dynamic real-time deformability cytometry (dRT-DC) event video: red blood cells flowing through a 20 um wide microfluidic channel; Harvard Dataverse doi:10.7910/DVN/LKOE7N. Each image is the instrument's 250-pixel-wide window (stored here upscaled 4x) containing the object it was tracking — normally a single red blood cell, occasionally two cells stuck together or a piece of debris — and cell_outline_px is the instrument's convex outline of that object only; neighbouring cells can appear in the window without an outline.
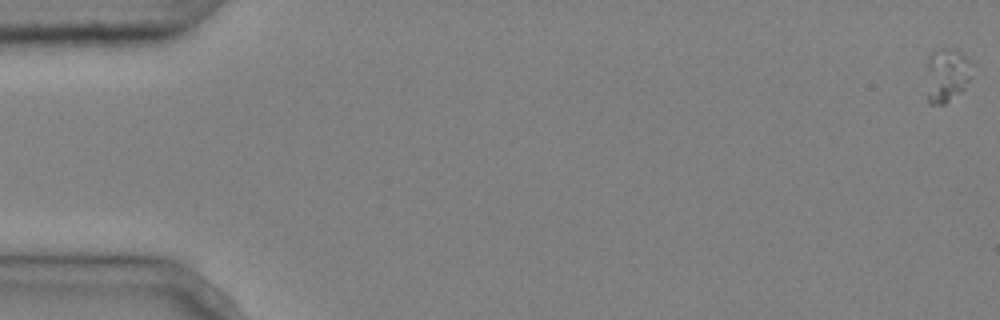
{"species": "common noctule bat (a hibernating species)", "species_latin": "Nyctalus noctula", "temperature_condition": "cold", "stored_images_in_passage": 3, "camera_frame_rate_fps": 3000, "um_per_image_px": 0.085, "animal": {"sex": "male", "body_mass_g": 20.4}, "frame": {"image": 1, "passage_image": 1, "time_ms": 0.0, "image_size_px": [1000, 320], "cell_outline_px": [[972, 76], [964, 88], [944, 104], [932, 104], [928, 100], [928, 56], [932, 52], [940, 48], [956, 48], [972, 60]], "centroid_in_image_um": [80.53, 6.31], "position_along_channel_um": 4.5, "area_um2": 14.33}}